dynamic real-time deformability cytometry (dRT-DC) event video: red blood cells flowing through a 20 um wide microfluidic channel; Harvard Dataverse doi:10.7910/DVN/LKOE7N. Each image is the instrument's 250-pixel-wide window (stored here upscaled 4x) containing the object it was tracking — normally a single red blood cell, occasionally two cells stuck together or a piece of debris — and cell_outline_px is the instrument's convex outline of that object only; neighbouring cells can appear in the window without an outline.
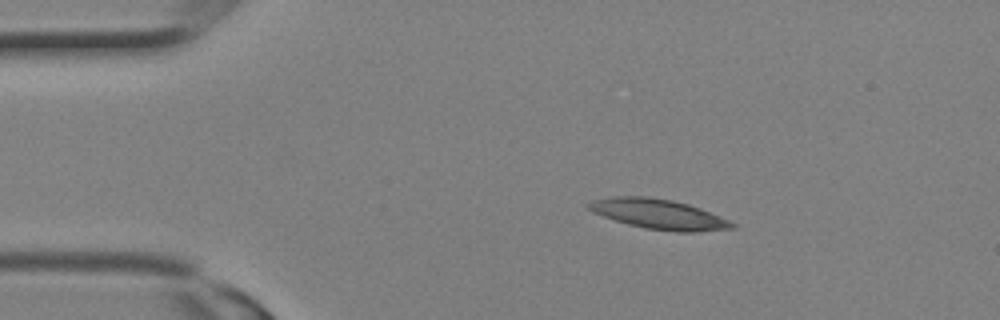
{"species": "Egyptian fruit bat (a non-hibernating species)", "species_latin": "Rousettus aegyptiacus", "temperature_condition": "room temperature", "stored_images_in_passage": 2, "camera_frame_rate_fps": 3000, "um_per_image_px": 0.085, "animal": {"sex": "female"}, "frame": {"image": 1, "passage_image": 1, "time_ms": 0.0, "image_size_px": [1000, 320], "cell_outline_px": [[736, 228], [696, 232], [676, 232], [644, 228], [628, 224], [592, 212], [584, 204], [596, 200], [612, 196], [648, 196], [672, 200], [688, 204], [700, 208], [728, 220], [736, 224]], "centroid_in_image_um": [55.99, 18.2], "position_along_channel_um": 29.0, "area_um2": 24.97}}
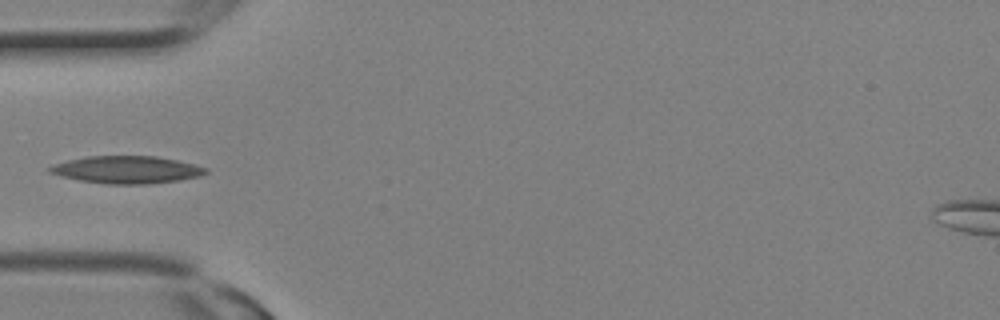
{"frame": {"image": 2, "passage_image": 2, "time_ms": 0.333, "image_size_px": [1000, 320], "cell_outline_px": [[208, 172], [200, 176], [180, 180], [152, 184], [108, 184], [80, 180], [60, 176], [48, 172], [44, 168], [52, 164], [68, 160], [88, 156], [156, 156], [196, 164], [208, 168]], "centroid_in_image_um": [10.76, 14.42], "position_along_channel_um": 74.2, "area_um2": 25.2}}